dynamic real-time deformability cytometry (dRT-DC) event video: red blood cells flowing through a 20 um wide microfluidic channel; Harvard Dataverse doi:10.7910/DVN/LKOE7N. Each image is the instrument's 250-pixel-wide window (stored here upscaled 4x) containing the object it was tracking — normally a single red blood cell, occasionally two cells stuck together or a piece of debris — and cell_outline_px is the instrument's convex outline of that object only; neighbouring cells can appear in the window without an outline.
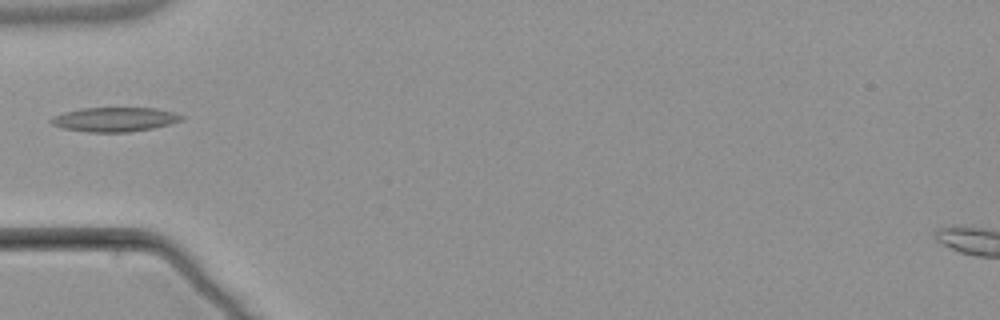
{"species": "common noctule bat (a hibernating species)", "species_latin": "Nyctalus noctula", "temperature_condition": "warm", "stored_images_in_passage": 1, "camera_frame_rate_fps": 3000, "um_per_image_px": 0.085, "animal": {"sex": "male", "body_mass_g": 21.5, "forearm_length_mm": 52.0}, "frame": {"image": 1, "passage_image": 1, "time_ms": 0.0, "image_size_px": [1000, 320], "cell_outline_px": [[184, 120], [152, 128], [128, 132], [88, 132], [64, 128], [52, 124], [48, 120], [52, 116], [64, 112], [80, 108], [156, 108], [176, 112], [184, 116]], "centroid_in_image_um": [9.75, 10.14], "position_along_channel_um": 75.2, "area_um2": 18.55}}